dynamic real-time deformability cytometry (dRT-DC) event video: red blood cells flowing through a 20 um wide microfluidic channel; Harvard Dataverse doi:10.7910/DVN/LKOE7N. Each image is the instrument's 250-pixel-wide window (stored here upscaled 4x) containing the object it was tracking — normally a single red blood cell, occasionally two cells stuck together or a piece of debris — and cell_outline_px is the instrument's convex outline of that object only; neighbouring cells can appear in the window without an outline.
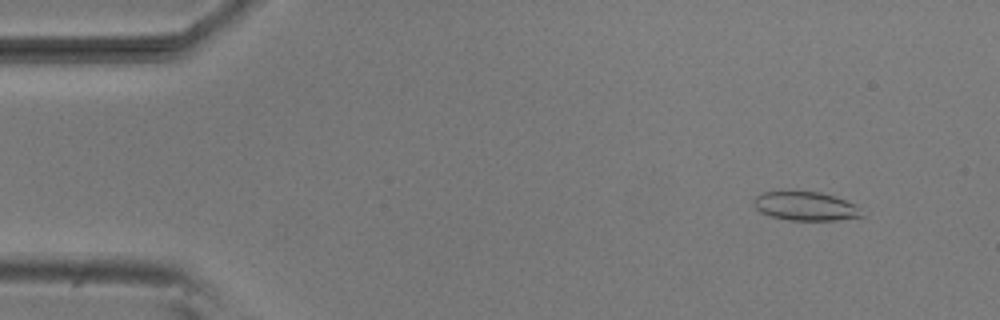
{"species": "common noctule bat (a hibernating species)", "species_latin": "Nyctalus noctula", "temperature_condition": "room temperature", "stored_images_in_passage": 52, "camera_frame_rate_fps": 3000, "um_per_image_px": 0.085, "animal": {"sex": "male", "body_mass_g": 20.5, "forearm_length_mm": 52.5}, "frame": {"image": 1, "passage_image": 5, "time_ms": 1.333, "image_size_px": [1000, 320], "cell_outline_px": [[864, 216], [836, 220], [788, 220], [772, 216], [760, 212], [752, 204], [752, 200], [760, 192], [820, 192], [836, 196], [856, 204]], "centroid_in_image_um": [68.46, 17.52], "position_along_channel_um": 16.5, "area_um2": 18.15}}
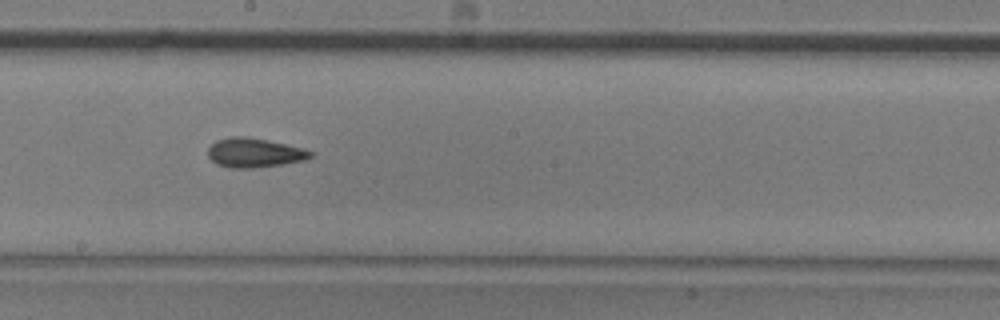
{"frame": {"image": 2, "passage_image": 29, "time_ms": 9.333, "image_size_px": [1000, 320], "cell_outline_px": [[316, 156], [304, 160], [284, 164], [252, 168], [228, 168], [216, 164], [208, 156], [208, 148], [216, 140], [232, 136], [244, 136], [304, 148], [316, 152]], "centroid_in_image_um": [21.65, 12.99], "position_along_channel_um": 226.5, "area_um2": 17.63}}
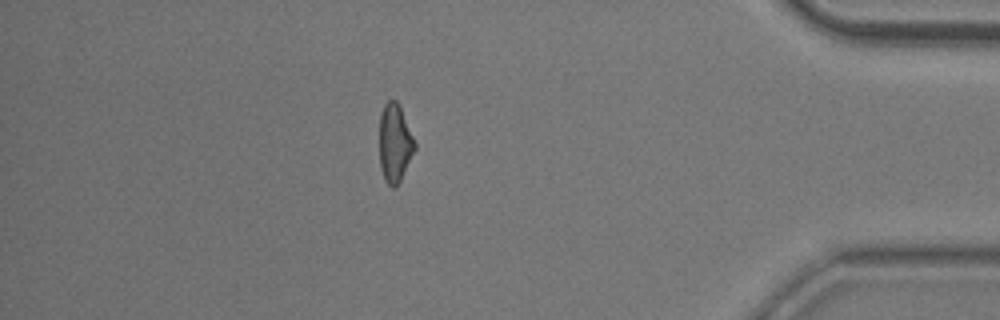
{"frame": {"image": 3, "passage_image": 46, "time_ms": 15.0, "image_size_px": [1000, 320], "cell_outline_px": [[416, 148], [396, 188], [392, 188], [384, 180], [380, 168], [380, 116], [384, 104], [388, 100], [396, 100], [400, 104], [416, 144]], "centroid_in_image_um": [33.56, 12.16], "position_along_channel_um": 401.6, "area_um2": 16.18}, "authors_computed_cell_mechanics": {"area_um2": 17.2244, "velocity_mm_per_s": 3.8212, "shape_relaxation_time_tau1_ms": null, "shape_relaxation_time_tau2_ms": 3.2414, "deformation_change_tau1": null, "deformation_change_tau2": 0.1242}}